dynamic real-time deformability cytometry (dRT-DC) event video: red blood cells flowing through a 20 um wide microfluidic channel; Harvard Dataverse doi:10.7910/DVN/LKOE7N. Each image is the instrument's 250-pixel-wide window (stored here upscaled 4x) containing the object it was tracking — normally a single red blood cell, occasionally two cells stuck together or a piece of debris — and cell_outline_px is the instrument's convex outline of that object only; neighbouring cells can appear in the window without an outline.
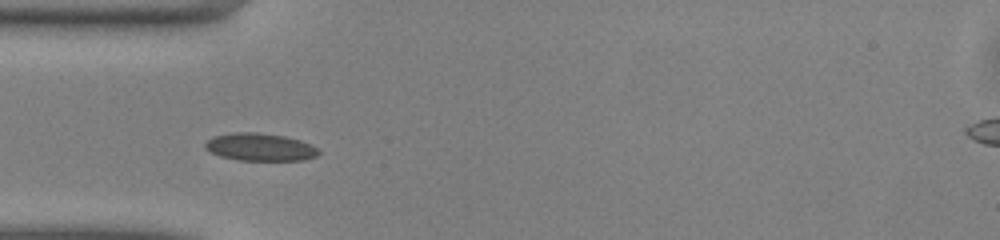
{"species": "common noctule bat (a hibernating species)", "species_latin": "Nyctalus noctula", "temperature_condition": "warm", "stored_images_in_passage": 36, "camera_frame_rate_fps": 3000, "um_per_image_px": 0.085, "animal": {"sex": "male", "body_mass_g": 13.0, "forearm_length_mm": 53.1}, "frame": {"image": 1, "passage_image": 1, "time_ms": 0.0, "image_size_px": [1000, 240], "cell_outline_px": [[320, 152], [316, 156], [304, 160], [236, 160], [220, 156], [204, 148], [204, 144], [212, 136], [232, 132], [256, 132], [284, 136], [300, 140], [320, 148]], "centroid_in_image_um": [22.1, 12.49], "position_along_channel_um": 62.9, "area_um2": 18.38}}
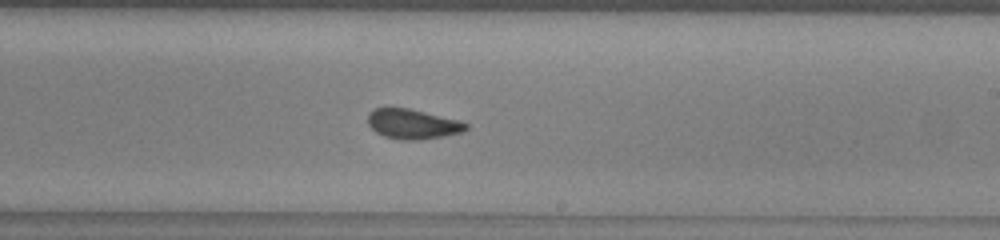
{"frame": {"image": 2, "passage_image": 15, "time_ms": 4.667, "image_size_px": [1000, 240], "cell_outline_px": [[468, 128], [464, 132], [444, 136], [420, 140], [400, 140], [384, 136], [376, 132], [368, 124], [368, 112], [376, 108], [408, 108], [460, 120], [468, 124]], "centroid_in_image_um": [35.1, 10.55], "position_along_channel_um": 253.9, "area_um2": 17.17}}
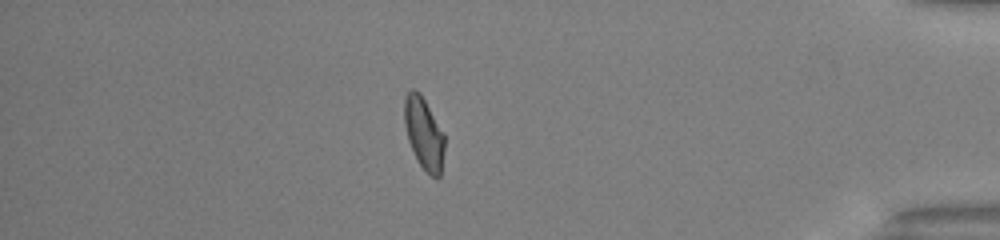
{"frame": {"image": 3, "passage_image": 29, "time_ms": 9.333, "image_size_px": [1000, 240], "cell_outline_px": [[444, 152], [440, 176], [436, 180], [416, 160], [408, 140], [404, 124], [404, 100], [408, 92], [412, 88], [416, 88], [420, 92], [444, 132]], "centroid_in_image_um": [36.03, 11.32], "position_along_channel_um": 399.2, "area_um2": 16.99}, "authors_computed_cell_mechanics": {"area_um2": 17.1666, "velocity_mm_per_s": 4.1059, "shape_relaxation_time_tau1_ms": 3.8942, "shape_relaxation_time_tau2_ms": 0.962, "deformation_change_tau1": 0.1177, "deformation_change_tau2": 0.0498}}